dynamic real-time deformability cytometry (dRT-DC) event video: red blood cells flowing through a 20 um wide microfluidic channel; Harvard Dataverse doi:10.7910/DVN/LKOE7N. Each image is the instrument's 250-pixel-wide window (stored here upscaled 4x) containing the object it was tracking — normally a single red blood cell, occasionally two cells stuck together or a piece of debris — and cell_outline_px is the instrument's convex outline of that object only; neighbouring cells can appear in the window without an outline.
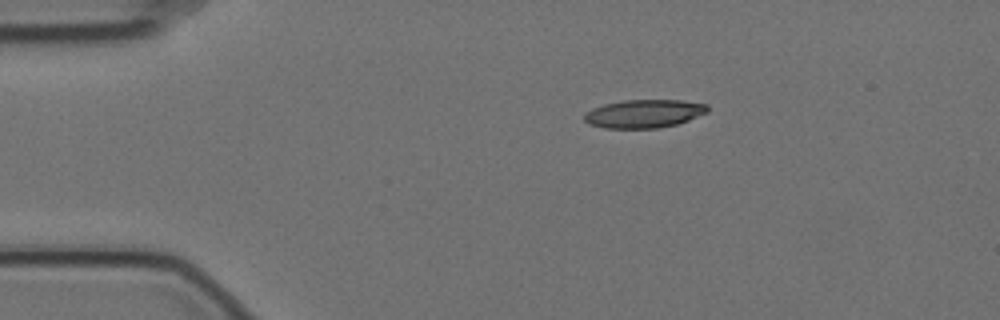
{"species": "Egyptian fruit bat (a non-hibernating species)", "species_latin": "Rousettus aegyptiacus", "temperature_condition": "cold", "stored_images_in_passage": 8, "camera_frame_rate_fps": 3000, "um_per_image_px": 0.085, "animal": {"sex": "female"}, "frame": {"image": 1, "passage_image": 2, "time_ms": 0.333, "image_size_px": [1000, 320], "cell_outline_px": [[708, 112], [688, 120], [676, 124], [660, 128], [604, 128], [588, 124], [584, 120], [584, 116], [592, 108], [604, 104], [624, 100], [680, 100], [708, 104]], "centroid_in_image_um": [54.74, 9.66], "position_along_channel_um": 30.3, "area_um2": 20.29}}
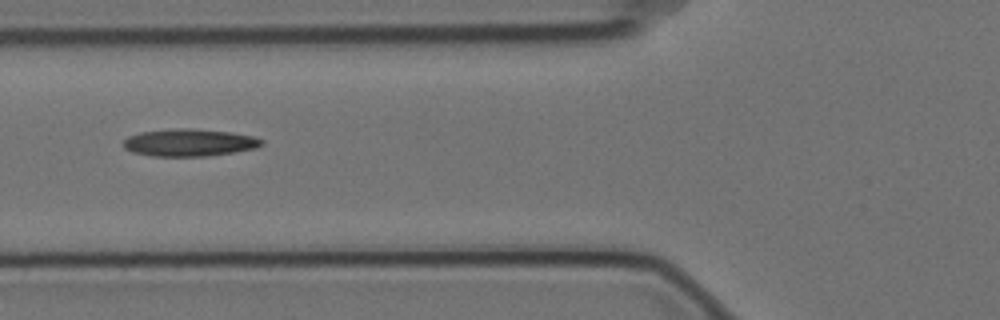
{"frame": {"image": 2, "passage_image": 5, "time_ms": 1.333, "image_size_px": [1000, 320], "cell_outline_px": [[264, 144], [256, 148], [236, 152], [208, 156], [152, 156], [132, 152], [124, 148], [124, 140], [128, 136], [140, 132], [176, 128], [188, 128], [232, 132], [252, 136], [264, 140]], "centroid_in_image_um": [16.11, 12.12], "position_along_channel_um": 109.7, "area_um2": 22.14}}
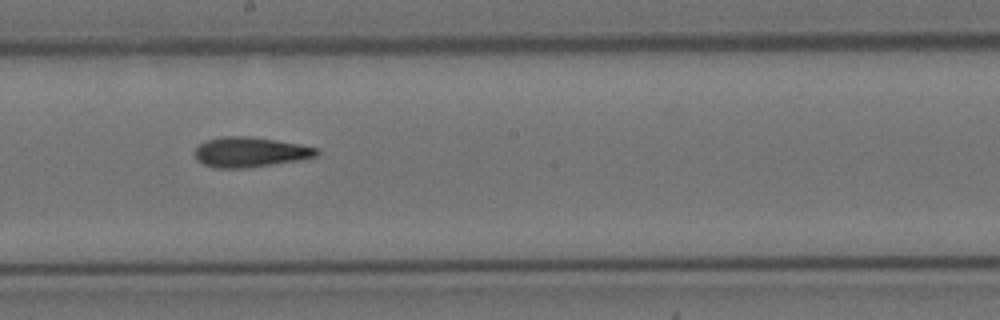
{"frame": {"image": 3, "passage_image": 8, "time_ms": 2.333, "image_size_px": [1000, 320], "cell_outline_px": [[320, 152], [316, 156], [300, 160], [252, 168], [216, 168], [204, 164], [196, 160], [196, 148], [200, 144], [208, 140], [224, 136], [248, 136], [276, 140], [300, 144], [320, 148]], "centroid_in_image_um": [21.31, 12.94], "position_along_channel_um": 226.9, "area_um2": 21.44}}